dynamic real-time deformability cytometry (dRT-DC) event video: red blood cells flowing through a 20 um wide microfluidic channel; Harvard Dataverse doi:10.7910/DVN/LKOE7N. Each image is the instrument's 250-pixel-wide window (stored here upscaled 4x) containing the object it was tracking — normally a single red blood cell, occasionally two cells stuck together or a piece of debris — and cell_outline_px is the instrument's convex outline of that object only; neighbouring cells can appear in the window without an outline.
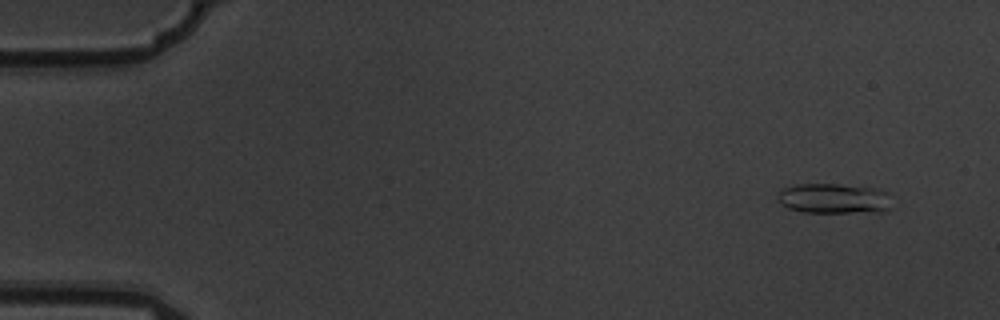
{"species": "common noctule bat (a hibernating species)", "species_latin": "Nyctalus noctula", "temperature_condition": "warm", "stored_images_in_passage": 5, "camera_frame_rate_fps": 3000, "um_per_image_px": 0.085, "animal": {"sex": "male", "body_mass_g": 19.5, "forearm_length_mm": 54.6}, "frame": {"image": 1, "passage_image": 2, "time_ms": 0.333, "image_size_px": [1000, 320], "cell_outline_px": [[896, 208], [884, 212], [804, 212], [788, 208], [780, 204], [776, 196], [780, 188], [796, 184], [836, 184], [880, 188], [888, 192]], "centroid_in_image_um": [70.96, 16.87], "position_along_channel_um": 14.0, "area_um2": 20.81}}